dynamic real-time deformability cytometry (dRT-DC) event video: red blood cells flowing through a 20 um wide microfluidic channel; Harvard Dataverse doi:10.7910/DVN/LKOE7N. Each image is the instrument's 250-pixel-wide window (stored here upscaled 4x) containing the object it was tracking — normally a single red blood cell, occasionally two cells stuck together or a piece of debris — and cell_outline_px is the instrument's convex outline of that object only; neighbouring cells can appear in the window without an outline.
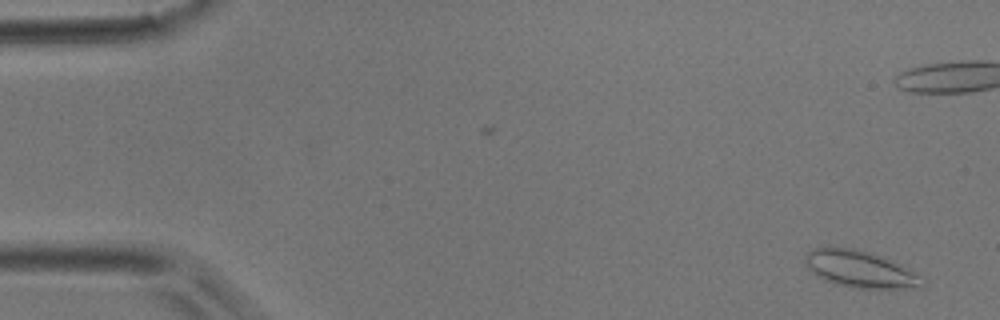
{"species": "common noctule bat (a hibernating species)", "species_latin": "Nyctalus noctula", "temperature_condition": "room temperature", "stored_images_in_passage": 5, "camera_frame_rate_fps": 3000, "um_per_image_px": 0.085, "animal": {"sex": "male", "body_mass_g": 17.9}, "frame": {"image": 1, "passage_image": 5, "time_ms": 1.333, "image_size_px": [1000, 320], "cell_outline_px": [[924, 284], [920, 288], [848, 288], [824, 280], [816, 276], [804, 264], [804, 260], [808, 252], [812, 248], [824, 244], [852, 248], [872, 252], [892, 260], [924, 276]], "centroid_in_image_um": [73.08, 22.85], "position_along_channel_um": 11.9, "area_um2": 26.01}}